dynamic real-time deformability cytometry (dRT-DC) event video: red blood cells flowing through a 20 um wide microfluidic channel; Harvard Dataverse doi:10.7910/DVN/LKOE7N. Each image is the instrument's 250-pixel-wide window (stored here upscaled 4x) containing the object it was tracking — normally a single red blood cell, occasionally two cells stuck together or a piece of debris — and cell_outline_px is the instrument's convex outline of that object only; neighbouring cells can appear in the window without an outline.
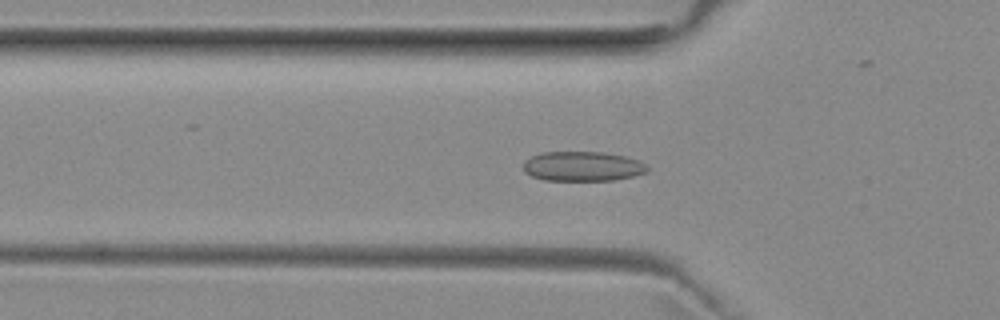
{"species": "common noctule bat (a hibernating species)", "species_latin": "Nyctalus noctula", "temperature_condition": "room temperature", "stored_images_in_passage": 40, "camera_frame_rate_fps": 3000, "um_per_image_px": 0.085, "animal": {"sex": "female", "body_mass_g": 29.2, "forearm_length_mm": 56.3}, "frame": {"image": 1, "passage_image": 4, "time_ms": 1.0, "image_size_px": [1000, 320], "cell_outline_px": [[648, 172], [632, 176], [612, 180], [544, 180], [532, 176], [524, 172], [524, 160], [540, 152], [604, 152], [624, 156], [640, 160], [648, 168]], "centroid_in_image_um": [49.51, 14.13], "position_along_channel_um": 76.3, "area_um2": 21.44}}
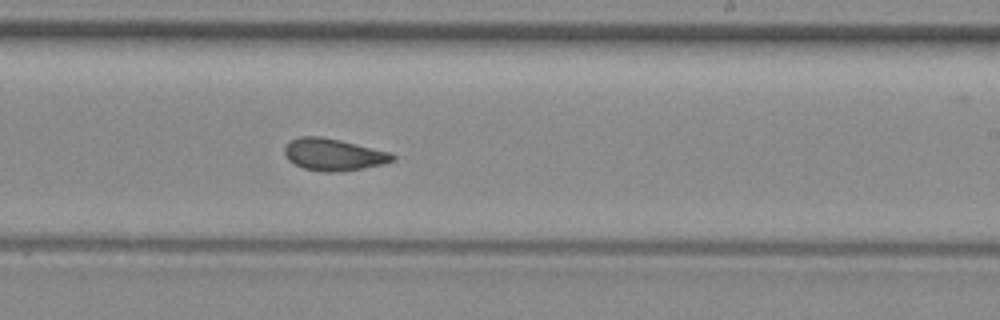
{"frame": {"image": 2, "passage_image": 18, "time_ms": 5.667, "image_size_px": [1000, 320], "cell_outline_px": [[396, 160], [384, 164], [364, 168], [336, 172], [324, 172], [304, 168], [288, 160], [284, 152], [284, 148], [292, 140], [300, 136], [320, 136], [340, 140], [392, 152], [396, 156]], "centroid_in_image_um": [28.4, 13.14], "position_along_channel_um": 260.6, "area_um2": 20.17}}
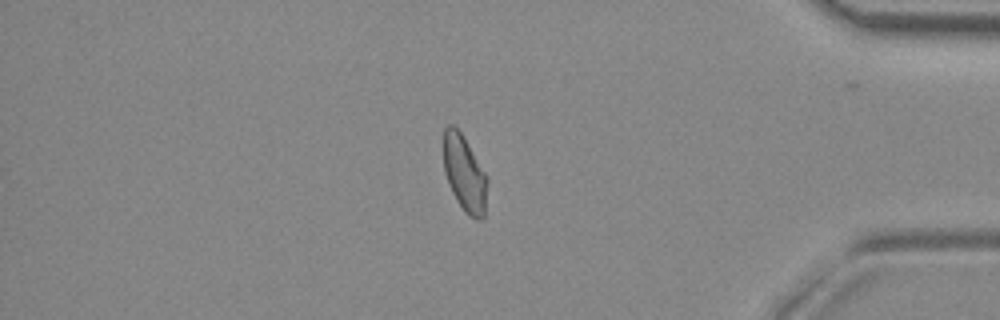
{"frame": {"image": 3, "passage_image": 31, "time_ms": 10.0, "image_size_px": [1000, 320], "cell_outline_px": [[488, 184], [484, 216], [480, 220], [476, 220], [468, 216], [464, 212], [456, 200], [448, 184], [444, 172], [444, 128], [448, 124], [452, 124], [460, 132], [484, 172], [488, 180]], "centroid_in_image_um": [39.48, 14.81], "position_along_channel_um": 395.7, "area_um2": 19.31}, "authors_computed_cell_mechanics": {"area_um2": 19.941, "velocity_mm_per_s": 3.9544, "shape_relaxation_time_tau1_ms": null, "shape_relaxation_time_tau2_ms": 1.4217, "deformation_change_tau1": null, "deformation_change_tau2": 0.061}}